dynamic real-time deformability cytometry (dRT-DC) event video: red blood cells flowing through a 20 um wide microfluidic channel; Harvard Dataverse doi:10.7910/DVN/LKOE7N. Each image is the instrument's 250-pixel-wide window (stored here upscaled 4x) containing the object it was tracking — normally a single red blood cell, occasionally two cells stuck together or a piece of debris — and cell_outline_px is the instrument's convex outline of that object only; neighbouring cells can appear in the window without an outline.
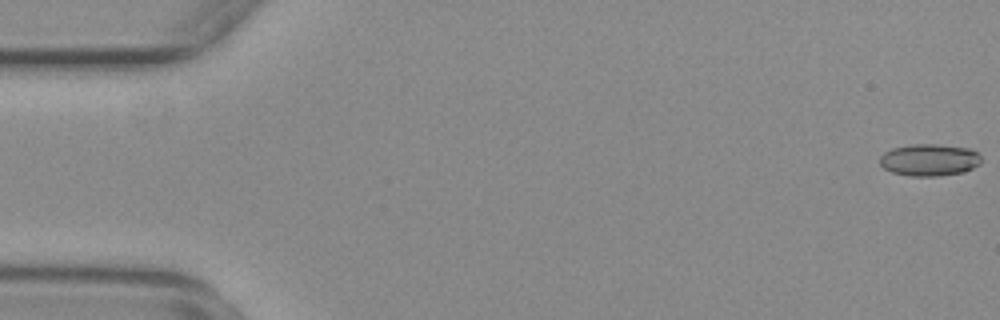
{"species": "common noctule bat (a hibernating species)", "species_latin": "Nyctalus noctula", "temperature_condition": "warm", "stored_images_in_passage": 24, "camera_frame_rate_fps": 3000, "um_per_image_px": 0.085, "animal": {"sex": "female", "body_mass_g": 29.2, "forearm_length_mm": 56.3}, "frame": {"image": 1, "passage_image": 1, "time_ms": 0.0, "image_size_px": [1000, 320], "cell_outline_px": [[980, 164], [964, 172], [940, 176], [908, 176], [892, 172], [884, 168], [880, 164], [880, 156], [884, 152], [892, 148], [912, 144], [936, 144], [968, 148], [976, 152], [980, 156]], "centroid_in_image_um": [78.98, 13.6], "position_along_channel_um": 6.0, "area_um2": 18.96}}
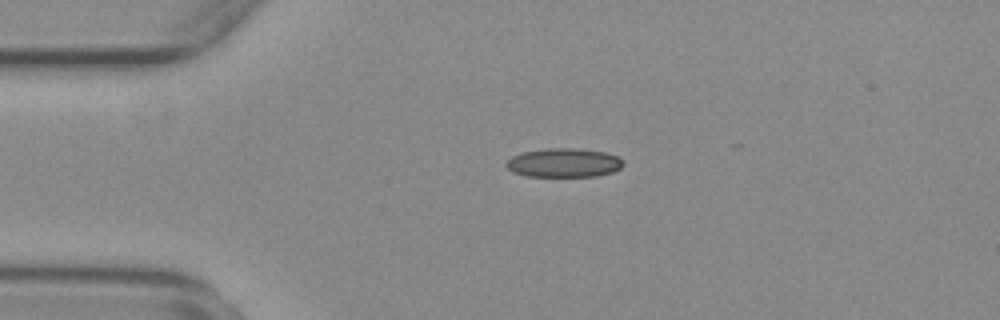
{"frame": {"image": 2, "passage_image": 13, "time_ms": 4.0, "image_size_px": [1000, 320], "cell_outline_px": [[624, 164], [620, 168], [612, 172], [596, 176], [528, 176], [512, 172], [504, 164], [512, 156], [524, 152], [548, 148], [572, 148], [604, 152], [616, 156]], "centroid_in_image_um": [47.89, 13.84], "position_along_channel_um": 37.1, "area_um2": 19.48}}
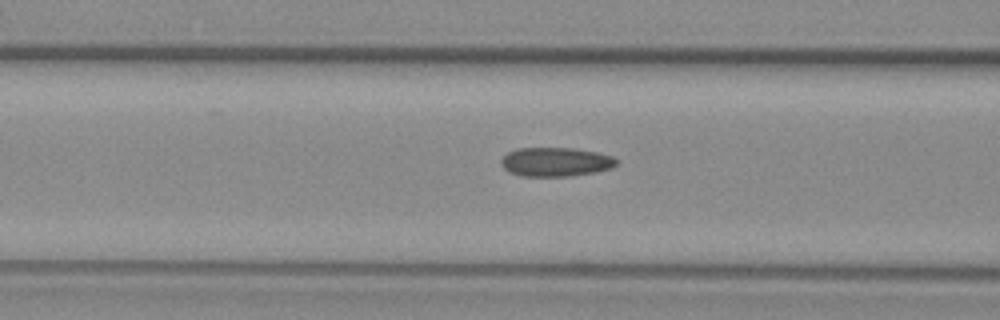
{"frame": {"image": 3, "passage_image": 22, "time_ms": 7.0, "image_size_px": [1000, 320], "cell_outline_px": [[616, 164], [612, 168], [596, 172], [568, 176], [520, 176], [508, 172], [500, 164], [500, 160], [508, 152], [516, 148], [572, 148], [596, 152], [612, 156], [616, 160]], "centroid_in_image_um": [47.19, 13.76], "position_along_channel_um": 119.4, "area_um2": 19.54}}